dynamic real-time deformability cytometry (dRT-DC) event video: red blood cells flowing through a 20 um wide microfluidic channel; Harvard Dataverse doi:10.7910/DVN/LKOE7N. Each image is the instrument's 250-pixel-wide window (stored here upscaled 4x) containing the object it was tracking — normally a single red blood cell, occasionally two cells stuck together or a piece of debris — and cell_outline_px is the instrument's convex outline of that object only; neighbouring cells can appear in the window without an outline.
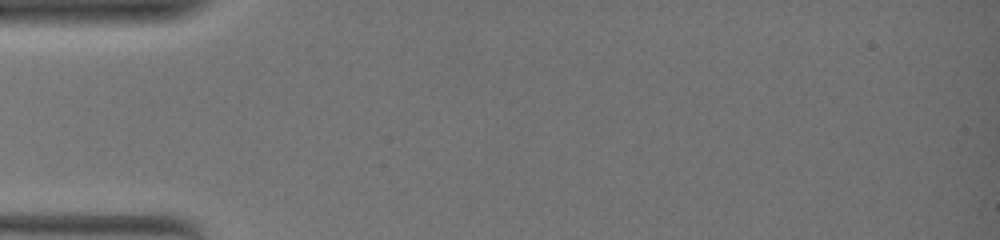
{"species": "common noctule bat (a hibernating species)", "species_latin": "Nyctalus noctula", "temperature_condition": "warm", "stored_images_in_passage": 1, "camera_frame_rate_fps": 3000, "um_per_image_px": 0.085, "animal": {"sex": "female", "body_mass_g": 19.0, "forearm_length_mm": 51.5}, "frame": {"image": 1, "passage_image": 1, "time_ms": 0.0, "image_size_px": [1000, 240], "cell_outline_px": [[712, 172], [688, 196], [656, 200], [640, 196], [636, 184], [660, 164], [692, 160]], "centroid_in_image_um": [57.17, 15.33], "position_along_channel_um": 27.8, "area_um2": 14.45}}